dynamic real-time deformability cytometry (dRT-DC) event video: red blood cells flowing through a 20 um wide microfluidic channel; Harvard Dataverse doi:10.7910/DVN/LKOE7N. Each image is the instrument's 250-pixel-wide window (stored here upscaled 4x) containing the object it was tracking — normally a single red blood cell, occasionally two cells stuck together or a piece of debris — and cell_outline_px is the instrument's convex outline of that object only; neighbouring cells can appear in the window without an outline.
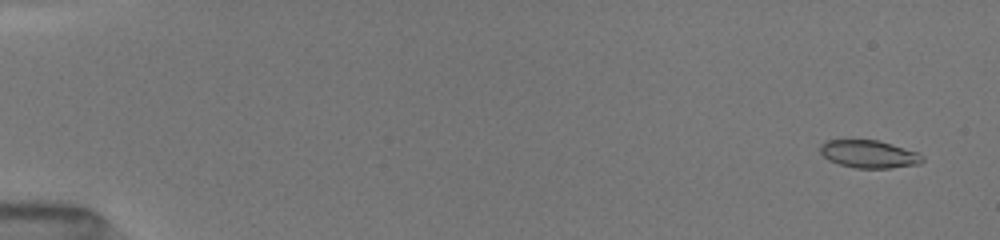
{"species": "common noctule bat (a hibernating species)", "species_latin": "Nyctalus noctula", "temperature_condition": "room temperature", "stored_images_in_passage": 65, "camera_frame_rate_fps": 3000, "um_per_image_px": 0.085, "animal": {"sex": "female", "body_mass_g": 19.5, "forearm_length_mm": 54.1}, "frame": {"image": 1, "passage_image": 3, "time_ms": 0.667, "image_size_px": [1000, 240], "cell_outline_px": [[924, 160], [920, 164], [892, 168], [856, 168], [840, 164], [828, 160], [820, 152], [820, 144], [824, 140], [876, 140], [892, 144], [920, 152], [924, 156]], "centroid_in_image_um": [73.9, 13.1], "position_along_channel_um": 11.1, "area_um2": 16.7}}
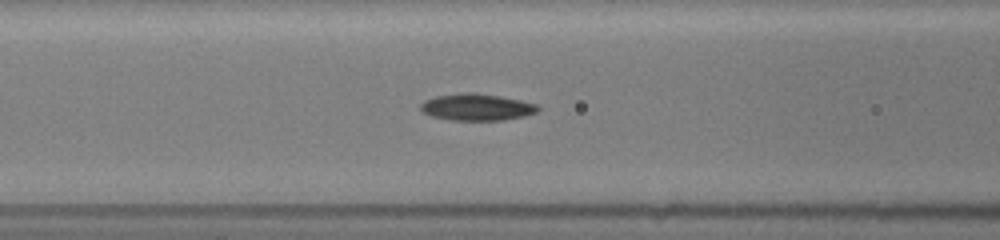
{"frame": {"image": 2, "passage_image": 30, "time_ms": 7.333, "image_size_px": [1000, 240], "cell_outline_px": [[540, 108], [536, 112], [524, 116], [504, 120], [452, 120], [432, 116], [424, 112], [420, 108], [420, 104], [424, 100], [436, 96], [460, 92], [476, 92], [500, 96], [520, 100], [536, 104]], "centroid_in_image_um": [40.51, 9.09], "position_along_channel_um": 126.1, "area_um2": 18.32}}
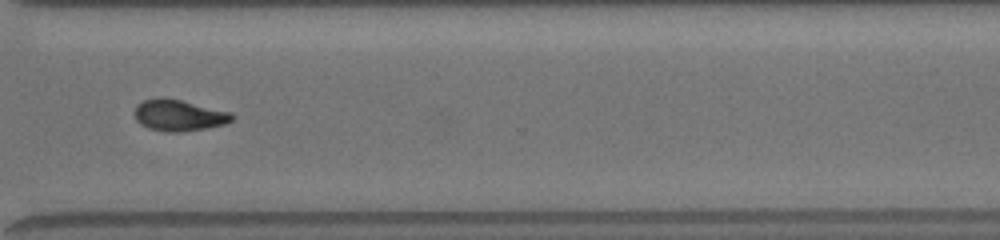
{"frame": {"image": 3, "passage_image": 64, "time_ms": 13.0, "image_size_px": [1000, 240], "cell_outline_px": [[236, 116], [232, 120], [224, 124], [208, 128], [180, 132], [168, 132], [148, 128], [140, 124], [136, 120], [136, 104], [144, 100], [160, 96], [164, 96], [232, 112]], "centroid_in_image_um": [15.22, 9.79], "position_along_channel_um": 355.4, "area_um2": 17.98}}